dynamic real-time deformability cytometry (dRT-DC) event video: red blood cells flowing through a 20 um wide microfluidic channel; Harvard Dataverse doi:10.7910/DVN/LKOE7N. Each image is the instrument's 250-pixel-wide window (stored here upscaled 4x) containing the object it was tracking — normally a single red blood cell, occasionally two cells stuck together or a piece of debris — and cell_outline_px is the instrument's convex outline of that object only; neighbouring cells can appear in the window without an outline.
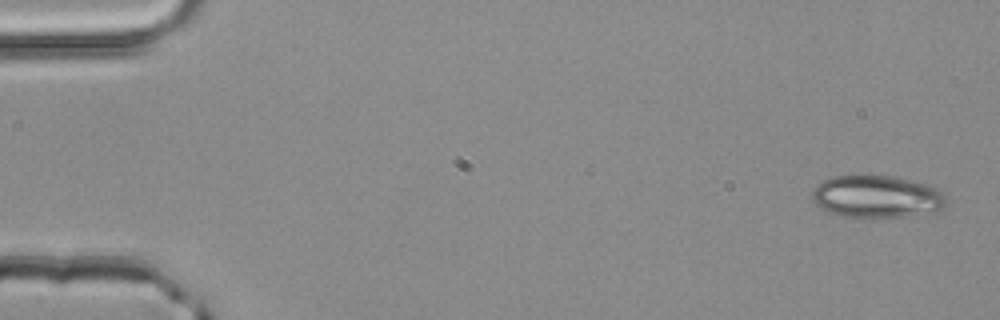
{"species": "common noctule bat (a hibernating species)", "species_latin": "Nyctalus noctula", "temperature_condition": "room temperature", "stored_images_in_passage": 4, "camera_frame_rate_fps": 3000, "um_per_image_px": 0.085, "animal": {"sex": "male", "body_mass_g": 20.4}, "frame": {"image": 1, "passage_image": 1, "time_ms": 0.0, "image_size_px": [1000, 320], "cell_outline_px": [[944, 204], [936, 216], [840, 216], [828, 212], [820, 208], [812, 200], [812, 192], [816, 184], [832, 176], [892, 176], [932, 184], [944, 196]], "centroid_in_image_um": [74.57, 16.72], "position_along_channel_um": 10.4, "area_um2": 33.41}}